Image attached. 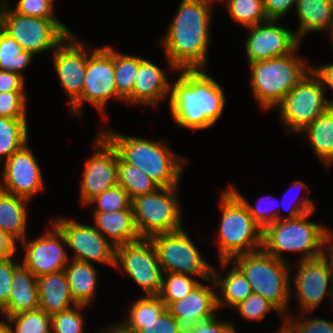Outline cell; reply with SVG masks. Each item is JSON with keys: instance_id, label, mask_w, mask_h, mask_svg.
I'll use <instances>...</instances> for the list:
<instances>
[{"instance_id": "obj_1", "label": "cell", "mask_w": 333, "mask_h": 333, "mask_svg": "<svg viewBox=\"0 0 333 333\" xmlns=\"http://www.w3.org/2000/svg\"><path fill=\"white\" fill-rule=\"evenodd\" d=\"M216 0H182L162 40L171 71L204 69Z\"/></svg>"}, {"instance_id": "obj_2", "label": "cell", "mask_w": 333, "mask_h": 333, "mask_svg": "<svg viewBox=\"0 0 333 333\" xmlns=\"http://www.w3.org/2000/svg\"><path fill=\"white\" fill-rule=\"evenodd\" d=\"M172 84L169 109L175 123L182 128L202 130L212 127L221 117L225 96L219 83L204 69L178 70Z\"/></svg>"}, {"instance_id": "obj_3", "label": "cell", "mask_w": 333, "mask_h": 333, "mask_svg": "<svg viewBox=\"0 0 333 333\" xmlns=\"http://www.w3.org/2000/svg\"><path fill=\"white\" fill-rule=\"evenodd\" d=\"M101 133L112 143L125 163L138 167L159 187L178 186L186 162L183 157L173 153L167 143L105 129Z\"/></svg>"}, {"instance_id": "obj_4", "label": "cell", "mask_w": 333, "mask_h": 333, "mask_svg": "<svg viewBox=\"0 0 333 333\" xmlns=\"http://www.w3.org/2000/svg\"><path fill=\"white\" fill-rule=\"evenodd\" d=\"M314 211L297 218L277 220L263 229L262 249L275 258L286 261V252H301V261L325 254L331 232L324 226L308 220Z\"/></svg>"}, {"instance_id": "obj_5", "label": "cell", "mask_w": 333, "mask_h": 333, "mask_svg": "<svg viewBox=\"0 0 333 333\" xmlns=\"http://www.w3.org/2000/svg\"><path fill=\"white\" fill-rule=\"evenodd\" d=\"M300 45L289 55L249 63L252 95L259 107H277L284 97L313 68L297 54Z\"/></svg>"}, {"instance_id": "obj_6", "label": "cell", "mask_w": 333, "mask_h": 333, "mask_svg": "<svg viewBox=\"0 0 333 333\" xmlns=\"http://www.w3.org/2000/svg\"><path fill=\"white\" fill-rule=\"evenodd\" d=\"M222 210L218 228L220 261L262 249L263 229L249 214L245 203L228 187L220 197Z\"/></svg>"}, {"instance_id": "obj_7", "label": "cell", "mask_w": 333, "mask_h": 333, "mask_svg": "<svg viewBox=\"0 0 333 333\" xmlns=\"http://www.w3.org/2000/svg\"><path fill=\"white\" fill-rule=\"evenodd\" d=\"M231 260L246 276L255 294L272 303L286 317L291 299L290 273L287 261L266 253L263 249L237 255Z\"/></svg>"}, {"instance_id": "obj_8", "label": "cell", "mask_w": 333, "mask_h": 333, "mask_svg": "<svg viewBox=\"0 0 333 333\" xmlns=\"http://www.w3.org/2000/svg\"><path fill=\"white\" fill-rule=\"evenodd\" d=\"M4 4H0V15L5 31L16 40L22 50L34 55L54 51L72 33L58 18L24 16Z\"/></svg>"}, {"instance_id": "obj_9", "label": "cell", "mask_w": 333, "mask_h": 333, "mask_svg": "<svg viewBox=\"0 0 333 333\" xmlns=\"http://www.w3.org/2000/svg\"><path fill=\"white\" fill-rule=\"evenodd\" d=\"M178 186L160 187L132 200L135 224L141 238L183 229Z\"/></svg>"}, {"instance_id": "obj_10", "label": "cell", "mask_w": 333, "mask_h": 333, "mask_svg": "<svg viewBox=\"0 0 333 333\" xmlns=\"http://www.w3.org/2000/svg\"><path fill=\"white\" fill-rule=\"evenodd\" d=\"M325 89L323 79L312 68L284 97L277 107L280 109V119L289 132L299 134L331 107L325 98Z\"/></svg>"}, {"instance_id": "obj_11", "label": "cell", "mask_w": 333, "mask_h": 333, "mask_svg": "<svg viewBox=\"0 0 333 333\" xmlns=\"http://www.w3.org/2000/svg\"><path fill=\"white\" fill-rule=\"evenodd\" d=\"M91 52V53H90ZM88 51L86 75L81 96L69 107L71 113L82 117L85 101L104 111L110 98L125 100L118 94L115 84L114 50L109 46ZM90 53V54H89Z\"/></svg>"}, {"instance_id": "obj_12", "label": "cell", "mask_w": 333, "mask_h": 333, "mask_svg": "<svg viewBox=\"0 0 333 333\" xmlns=\"http://www.w3.org/2000/svg\"><path fill=\"white\" fill-rule=\"evenodd\" d=\"M163 273L187 274L212 277V266L202 258L191 238L184 229L152 236Z\"/></svg>"}, {"instance_id": "obj_13", "label": "cell", "mask_w": 333, "mask_h": 333, "mask_svg": "<svg viewBox=\"0 0 333 333\" xmlns=\"http://www.w3.org/2000/svg\"><path fill=\"white\" fill-rule=\"evenodd\" d=\"M114 268L123 269V272L125 271L140 286L146 296L159 295L163 271L151 239L142 238L115 247Z\"/></svg>"}, {"instance_id": "obj_14", "label": "cell", "mask_w": 333, "mask_h": 333, "mask_svg": "<svg viewBox=\"0 0 333 333\" xmlns=\"http://www.w3.org/2000/svg\"><path fill=\"white\" fill-rule=\"evenodd\" d=\"M96 152L86 160L81 182V202L87 204L95 196L118 185L119 155L112 143L99 133L95 139Z\"/></svg>"}, {"instance_id": "obj_15", "label": "cell", "mask_w": 333, "mask_h": 333, "mask_svg": "<svg viewBox=\"0 0 333 333\" xmlns=\"http://www.w3.org/2000/svg\"><path fill=\"white\" fill-rule=\"evenodd\" d=\"M52 222L64 234L68 248L74 250L73 260L96 261L114 268L115 246L93 226L63 217Z\"/></svg>"}, {"instance_id": "obj_16", "label": "cell", "mask_w": 333, "mask_h": 333, "mask_svg": "<svg viewBox=\"0 0 333 333\" xmlns=\"http://www.w3.org/2000/svg\"><path fill=\"white\" fill-rule=\"evenodd\" d=\"M50 229L37 239L21 241L26 250L22 265L36 278L63 271L69 263L64 234L53 222Z\"/></svg>"}, {"instance_id": "obj_17", "label": "cell", "mask_w": 333, "mask_h": 333, "mask_svg": "<svg viewBox=\"0 0 333 333\" xmlns=\"http://www.w3.org/2000/svg\"><path fill=\"white\" fill-rule=\"evenodd\" d=\"M298 264L293 279L294 290H296V298L301 305L302 312L310 314L321 304L324 296L331 295L333 299L332 268L325 254L313 259L300 260ZM329 284L332 285L331 289H329Z\"/></svg>"}, {"instance_id": "obj_18", "label": "cell", "mask_w": 333, "mask_h": 333, "mask_svg": "<svg viewBox=\"0 0 333 333\" xmlns=\"http://www.w3.org/2000/svg\"><path fill=\"white\" fill-rule=\"evenodd\" d=\"M0 190L30 200L44 189L42 170L28 143L4 161Z\"/></svg>"}, {"instance_id": "obj_19", "label": "cell", "mask_w": 333, "mask_h": 333, "mask_svg": "<svg viewBox=\"0 0 333 333\" xmlns=\"http://www.w3.org/2000/svg\"><path fill=\"white\" fill-rule=\"evenodd\" d=\"M279 20L269 19L266 22L249 27L250 33L245 41L248 64L289 55L300 44L295 32L278 26Z\"/></svg>"}, {"instance_id": "obj_20", "label": "cell", "mask_w": 333, "mask_h": 333, "mask_svg": "<svg viewBox=\"0 0 333 333\" xmlns=\"http://www.w3.org/2000/svg\"><path fill=\"white\" fill-rule=\"evenodd\" d=\"M71 33L54 51V67L71 106L83 91L88 48Z\"/></svg>"}, {"instance_id": "obj_21", "label": "cell", "mask_w": 333, "mask_h": 333, "mask_svg": "<svg viewBox=\"0 0 333 333\" xmlns=\"http://www.w3.org/2000/svg\"><path fill=\"white\" fill-rule=\"evenodd\" d=\"M211 289V286L200 282L187 296L167 307L176 318L178 333H195L193 327L196 322L216 316L217 293Z\"/></svg>"}, {"instance_id": "obj_22", "label": "cell", "mask_w": 333, "mask_h": 333, "mask_svg": "<svg viewBox=\"0 0 333 333\" xmlns=\"http://www.w3.org/2000/svg\"><path fill=\"white\" fill-rule=\"evenodd\" d=\"M166 74L154 63L139 56V68L134 78L132 104L154 106L170 96L171 82Z\"/></svg>"}, {"instance_id": "obj_23", "label": "cell", "mask_w": 333, "mask_h": 333, "mask_svg": "<svg viewBox=\"0 0 333 333\" xmlns=\"http://www.w3.org/2000/svg\"><path fill=\"white\" fill-rule=\"evenodd\" d=\"M93 227L115 247L142 239L135 224L133 209L94 211Z\"/></svg>"}, {"instance_id": "obj_24", "label": "cell", "mask_w": 333, "mask_h": 333, "mask_svg": "<svg viewBox=\"0 0 333 333\" xmlns=\"http://www.w3.org/2000/svg\"><path fill=\"white\" fill-rule=\"evenodd\" d=\"M222 268L225 270L228 264H232L231 270L228 271L222 277L215 268H212V277L207 279L208 282L213 286V288H220L221 294H216L217 296V308L221 307H235L242 301H244L248 296H250L253 291L251 285L247 281L246 276L243 272L231 261H220Z\"/></svg>"}, {"instance_id": "obj_25", "label": "cell", "mask_w": 333, "mask_h": 333, "mask_svg": "<svg viewBox=\"0 0 333 333\" xmlns=\"http://www.w3.org/2000/svg\"><path fill=\"white\" fill-rule=\"evenodd\" d=\"M37 284L39 308L46 314L53 315L78 305L71 295L64 270L38 277Z\"/></svg>"}, {"instance_id": "obj_26", "label": "cell", "mask_w": 333, "mask_h": 333, "mask_svg": "<svg viewBox=\"0 0 333 333\" xmlns=\"http://www.w3.org/2000/svg\"><path fill=\"white\" fill-rule=\"evenodd\" d=\"M39 308L37 278L22 264L15 270L8 306L0 313L5 317Z\"/></svg>"}, {"instance_id": "obj_27", "label": "cell", "mask_w": 333, "mask_h": 333, "mask_svg": "<svg viewBox=\"0 0 333 333\" xmlns=\"http://www.w3.org/2000/svg\"><path fill=\"white\" fill-rule=\"evenodd\" d=\"M296 11L299 17L297 39L309 32L329 30L333 26V5L328 0H297Z\"/></svg>"}, {"instance_id": "obj_28", "label": "cell", "mask_w": 333, "mask_h": 333, "mask_svg": "<svg viewBox=\"0 0 333 333\" xmlns=\"http://www.w3.org/2000/svg\"><path fill=\"white\" fill-rule=\"evenodd\" d=\"M92 263L73 260L64 268L70 292L79 305L88 306L97 287V270Z\"/></svg>"}, {"instance_id": "obj_29", "label": "cell", "mask_w": 333, "mask_h": 333, "mask_svg": "<svg viewBox=\"0 0 333 333\" xmlns=\"http://www.w3.org/2000/svg\"><path fill=\"white\" fill-rule=\"evenodd\" d=\"M28 199L0 190V230L21 243L26 238Z\"/></svg>"}, {"instance_id": "obj_30", "label": "cell", "mask_w": 333, "mask_h": 333, "mask_svg": "<svg viewBox=\"0 0 333 333\" xmlns=\"http://www.w3.org/2000/svg\"><path fill=\"white\" fill-rule=\"evenodd\" d=\"M306 133L315 155L327 166L333 163V107L319 115L301 133Z\"/></svg>"}, {"instance_id": "obj_31", "label": "cell", "mask_w": 333, "mask_h": 333, "mask_svg": "<svg viewBox=\"0 0 333 333\" xmlns=\"http://www.w3.org/2000/svg\"><path fill=\"white\" fill-rule=\"evenodd\" d=\"M27 120V118L0 117V162L3 157L6 161L28 142Z\"/></svg>"}, {"instance_id": "obj_32", "label": "cell", "mask_w": 333, "mask_h": 333, "mask_svg": "<svg viewBox=\"0 0 333 333\" xmlns=\"http://www.w3.org/2000/svg\"><path fill=\"white\" fill-rule=\"evenodd\" d=\"M117 176L118 185L126 190L132 200L160 188L145 172L138 167L125 163L120 157Z\"/></svg>"}, {"instance_id": "obj_33", "label": "cell", "mask_w": 333, "mask_h": 333, "mask_svg": "<svg viewBox=\"0 0 333 333\" xmlns=\"http://www.w3.org/2000/svg\"><path fill=\"white\" fill-rule=\"evenodd\" d=\"M33 55L30 51L22 50L16 40L4 30L0 39V71H11L25 79L22 71L30 65Z\"/></svg>"}, {"instance_id": "obj_34", "label": "cell", "mask_w": 333, "mask_h": 333, "mask_svg": "<svg viewBox=\"0 0 333 333\" xmlns=\"http://www.w3.org/2000/svg\"><path fill=\"white\" fill-rule=\"evenodd\" d=\"M139 68V55L131 56L114 50L115 84L118 94L132 104L134 78Z\"/></svg>"}, {"instance_id": "obj_35", "label": "cell", "mask_w": 333, "mask_h": 333, "mask_svg": "<svg viewBox=\"0 0 333 333\" xmlns=\"http://www.w3.org/2000/svg\"><path fill=\"white\" fill-rule=\"evenodd\" d=\"M228 7L231 18L246 28L268 21L263 0H219Z\"/></svg>"}, {"instance_id": "obj_36", "label": "cell", "mask_w": 333, "mask_h": 333, "mask_svg": "<svg viewBox=\"0 0 333 333\" xmlns=\"http://www.w3.org/2000/svg\"><path fill=\"white\" fill-rule=\"evenodd\" d=\"M5 318L8 320L11 333H52L51 315L40 308Z\"/></svg>"}, {"instance_id": "obj_37", "label": "cell", "mask_w": 333, "mask_h": 333, "mask_svg": "<svg viewBox=\"0 0 333 333\" xmlns=\"http://www.w3.org/2000/svg\"><path fill=\"white\" fill-rule=\"evenodd\" d=\"M199 283L187 274L163 273L158 296L168 307L171 303L187 296Z\"/></svg>"}, {"instance_id": "obj_38", "label": "cell", "mask_w": 333, "mask_h": 333, "mask_svg": "<svg viewBox=\"0 0 333 333\" xmlns=\"http://www.w3.org/2000/svg\"><path fill=\"white\" fill-rule=\"evenodd\" d=\"M167 309L158 295H148L138 298L130 309L124 323H149L156 320Z\"/></svg>"}, {"instance_id": "obj_39", "label": "cell", "mask_w": 333, "mask_h": 333, "mask_svg": "<svg viewBox=\"0 0 333 333\" xmlns=\"http://www.w3.org/2000/svg\"><path fill=\"white\" fill-rule=\"evenodd\" d=\"M94 204L95 211L115 212L122 209H133L132 199L120 185L111 187L91 199L87 205Z\"/></svg>"}, {"instance_id": "obj_40", "label": "cell", "mask_w": 333, "mask_h": 333, "mask_svg": "<svg viewBox=\"0 0 333 333\" xmlns=\"http://www.w3.org/2000/svg\"><path fill=\"white\" fill-rule=\"evenodd\" d=\"M302 319V320H301ZM283 325L276 333H333V321L320 318L295 319L289 315L283 319Z\"/></svg>"}, {"instance_id": "obj_41", "label": "cell", "mask_w": 333, "mask_h": 333, "mask_svg": "<svg viewBox=\"0 0 333 333\" xmlns=\"http://www.w3.org/2000/svg\"><path fill=\"white\" fill-rule=\"evenodd\" d=\"M85 305H75L72 308L51 315L52 333H83L84 315L81 313Z\"/></svg>"}, {"instance_id": "obj_42", "label": "cell", "mask_w": 333, "mask_h": 333, "mask_svg": "<svg viewBox=\"0 0 333 333\" xmlns=\"http://www.w3.org/2000/svg\"><path fill=\"white\" fill-rule=\"evenodd\" d=\"M242 317L247 320H262L271 310L278 312L283 318L284 316L278 309L261 295L252 293L244 301L234 307Z\"/></svg>"}, {"instance_id": "obj_43", "label": "cell", "mask_w": 333, "mask_h": 333, "mask_svg": "<svg viewBox=\"0 0 333 333\" xmlns=\"http://www.w3.org/2000/svg\"><path fill=\"white\" fill-rule=\"evenodd\" d=\"M24 91L0 92V117L27 118Z\"/></svg>"}, {"instance_id": "obj_44", "label": "cell", "mask_w": 333, "mask_h": 333, "mask_svg": "<svg viewBox=\"0 0 333 333\" xmlns=\"http://www.w3.org/2000/svg\"><path fill=\"white\" fill-rule=\"evenodd\" d=\"M138 333H178L176 318L166 309L162 315L149 323H125Z\"/></svg>"}, {"instance_id": "obj_45", "label": "cell", "mask_w": 333, "mask_h": 333, "mask_svg": "<svg viewBox=\"0 0 333 333\" xmlns=\"http://www.w3.org/2000/svg\"><path fill=\"white\" fill-rule=\"evenodd\" d=\"M12 8L16 13L38 18H56L54 17V5L48 0H18Z\"/></svg>"}, {"instance_id": "obj_46", "label": "cell", "mask_w": 333, "mask_h": 333, "mask_svg": "<svg viewBox=\"0 0 333 333\" xmlns=\"http://www.w3.org/2000/svg\"><path fill=\"white\" fill-rule=\"evenodd\" d=\"M20 264L13 262L12 257L0 260V313L8 306L14 270Z\"/></svg>"}, {"instance_id": "obj_47", "label": "cell", "mask_w": 333, "mask_h": 333, "mask_svg": "<svg viewBox=\"0 0 333 333\" xmlns=\"http://www.w3.org/2000/svg\"><path fill=\"white\" fill-rule=\"evenodd\" d=\"M230 189L245 203L246 207L248 208L249 214L262 229H264L267 225L274 223L277 220H280L279 211L278 210H275V212L273 210L269 211L268 208H265L264 206L261 205L263 203L261 201L262 199L260 200L259 198L258 202H256L257 205L254 207L253 205L248 203L245 197H243L240 192L235 190V188L231 187ZM260 201L262 203H260Z\"/></svg>"}, {"instance_id": "obj_48", "label": "cell", "mask_w": 333, "mask_h": 333, "mask_svg": "<svg viewBox=\"0 0 333 333\" xmlns=\"http://www.w3.org/2000/svg\"><path fill=\"white\" fill-rule=\"evenodd\" d=\"M291 188H297V189L300 188V189L306 190L307 192H310L306 183L305 182L303 183L302 181H295V183L293 185H291L288 188V190H290ZM299 197L300 198H298L299 200L297 201V203L295 201L294 204H290V206H288L290 208V209H288L289 215L280 216V220L297 218L310 211H315L316 206L314 205L312 200H310L308 197L305 198V196H304V198L301 196H299ZM294 200H296V198Z\"/></svg>"}, {"instance_id": "obj_49", "label": "cell", "mask_w": 333, "mask_h": 333, "mask_svg": "<svg viewBox=\"0 0 333 333\" xmlns=\"http://www.w3.org/2000/svg\"><path fill=\"white\" fill-rule=\"evenodd\" d=\"M195 333H236L235 326L228 322L217 321L215 316L196 322L194 324Z\"/></svg>"}, {"instance_id": "obj_50", "label": "cell", "mask_w": 333, "mask_h": 333, "mask_svg": "<svg viewBox=\"0 0 333 333\" xmlns=\"http://www.w3.org/2000/svg\"><path fill=\"white\" fill-rule=\"evenodd\" d=\"M296 2L297 0H263V5L268 19L279 20Z\"/></svg>"}, {"instance_id": "obj_51", "label": "cell", "mask_w": 333, "mask_h": 333, "mask_svg": "<svg viewBox=\"0 0 333 333\" xmlns=\"http://www.w3.org/2000/svg\"><path fill=\"white\" fill-rule=\"evenodd\" d=\"M25 79L11 71H0V92L24 91Z\"/></svg>"}, {"instance_id": "obj_52", "label": "cell", "mask_w": 333, "mask_h": 333, "mask_svg": "<svg viewBox=\"0 0 333 333\" xmlns=\"http://www.w3.org/2000/svg\"><path fill=\"white\" fill-rule=\"evenodd\" d=\"M16 242L10 234L0 230V260L14 256L17 250Z\"/></svg>"}, {"instance_id": "obj_53", "label": "cell", "mask_w": 333, "mask_h": 333, "mask_svg": "<svg viewBox=\"0 0 333 333\" xmlns=\"http://www.w3.org/2000/svg\"><path fill=\"white\" fill-rule=\"evenodd\" d=\"M315 71L321 76L325 85L333 90V63L325 64L323 66L313 67ZM331 107H333V99H328Z\"/></svg>"}, {"instance_id": "obj_54", "label": "cell", "mask_w": 333, "mask_h": 333, "mask_svg": "<svg viewBox=\"0 0 333 333\" xmlns=\"http://www.w3.org/2000/svg\"><path fill=\"white\" fill-rule=\"evenodd\" d=\"M101 333H138L134 329L129 328L124 322L120 324H116L115 326H111L108 329H104V331H100Z\"/></svg>"}, {"instance_id": "obj_55", "label": "cell", "mask_w": 333, "mask_h": 333, "mask_svg": "<svg viewBox=\"0 0 333 333\" xmlns=\"http://www.w3.org/2000/svg\"><path fill=\"white\" fill-rule=\"evenodd\" d=\"M325 251H326L325 255L328 257V260H329L331 268H332V275H333V240L332 239L328 242Z\"/></svg>"}, {"instance_id": "obj_56", "label": "cell", "mask_w": 333, "mask_h": 333, "mask_svg": "<svg viewBox=\"0 0 333 333\" xmlns=\"http://www.w3.org/2000/svg\"><path fill=\"white\" fill-rule=\"evenodd\" d=\"M0 333H11L8 320L7 321L0 320Z\"/></svg>"}, {"instance_id": "obj_57", "label": "cell", "mask_w": 333, "mask_h": 333, "mask_svg": "<svg viewBox=\"0 0 333 333\" xmlns=\"http://www.w3.org/2000/svg\"><path fill=\"white\" fill-rule=\"evenodd\" d=\"M4 30H5L4 23H3L1 15H0V39L3 36Z\"/></svg>"}, {"instance_id": "obj_58", "label": "cell", "mask_w": 333, "mask_h": 333, "mask_svg": "<svg viewBox=\"0 0 333 333\" xmlns=\"http://www.w3.org/2000/svg\"><path fill=\"white\" fill-rule=\"evenodd\" d=\"M328 31L331 34V40L333 42V26Z\"/></svg>"}, {"instance_id": "obj_59", "label": "cell", "mask_w": 333, "mask_h": 333, "mask_svg": "<svg viewBox=\"0 0 333 333\" xmlns=\"http://www.w3.org/2000/svg\"><path fill=\"white\" fill-rule=\"evenodd\" d=\"M48 1L51 3V5H53L54 1H56V0H48Z\"/></svg>"}]
</instances>
